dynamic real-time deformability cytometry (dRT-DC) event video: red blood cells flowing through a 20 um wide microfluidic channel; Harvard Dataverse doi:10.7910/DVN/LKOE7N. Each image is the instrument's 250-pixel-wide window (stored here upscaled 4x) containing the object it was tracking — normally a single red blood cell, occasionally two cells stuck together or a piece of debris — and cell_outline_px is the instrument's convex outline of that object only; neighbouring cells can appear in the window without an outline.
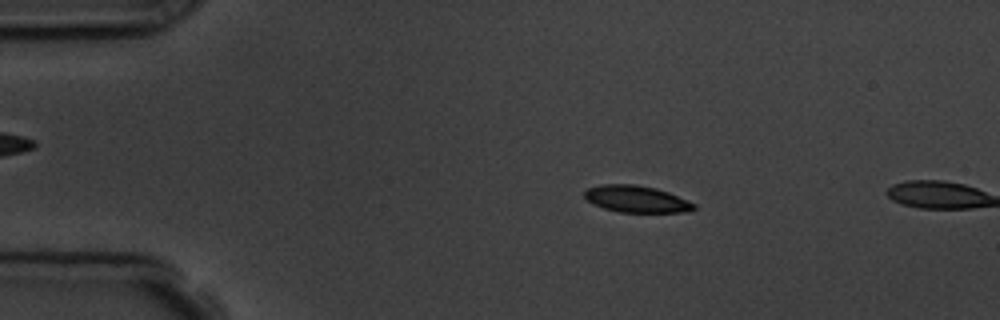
{"species": "common noctule bat (a hibernating species)", "species_latin": "Nyctalus noctula", "temperature_condition": "room temperature", "stored_images_in_passage": 4, "camera_frame_rate_fps": 3000, "um_per_image_px": 0.085, "animal": {"sex": "male", "body_mass_g": 19.5, "forearm_length_mm": 54.6}, "frame": {"image": 1, "passage_image": 3, "time_ms": 2.0, "image_size_px": [1000, 320], "cell_outline_px": [[696, 208], [688, 212], [620, 212], [604, 208], [592, 204], [584, 196], [584, 192], [588, 188], [600, 184], [636, 184], [656, 188], [668, 192], [696, 204]], "centroid_in_image_um": [54.09, 16.91], "position_along_channel_um": 30.9, "area_um2": 17.11}}